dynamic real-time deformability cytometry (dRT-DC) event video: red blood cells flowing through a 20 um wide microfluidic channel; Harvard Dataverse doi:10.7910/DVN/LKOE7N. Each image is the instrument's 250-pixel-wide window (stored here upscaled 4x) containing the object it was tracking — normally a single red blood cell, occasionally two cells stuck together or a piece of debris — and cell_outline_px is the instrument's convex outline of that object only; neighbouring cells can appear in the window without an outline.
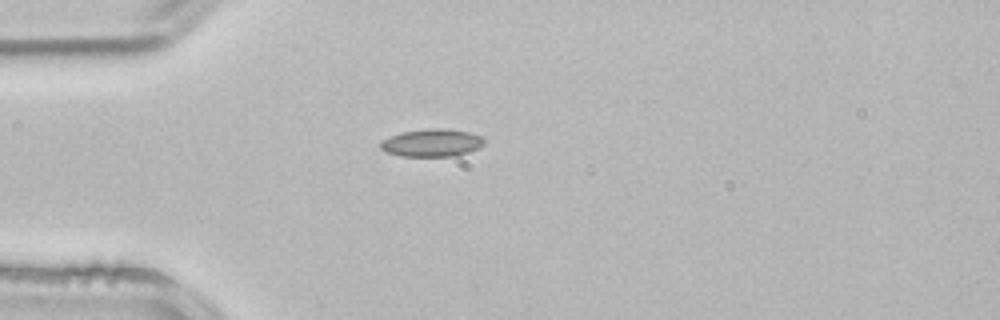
{"species": "common noctule bat (a hibernating species)", "species_latin": "Nyctalus noctula", "temperature_condition": "room temperature", "stored_images_in_passage": 1, "camera_frame_rate_fps": 3000, "um_per_image_px": 0.085, "animal": {"sex": "male", "body_mass_g": 21.5, "forearm_length_mm": 52.0}, "frame": {"image": 1, "passage_image": 1, "time_ms": 0.0, "image_size_px": [1000, 320], "cell_outline_px": [[484, 144], [480, 148], [456, 156], [400, 156], [388, 152], [380, 148], [380, 140], [400, 132], [432, 128], [444, 128], [468, 132], [480, 136], [484, 140]], "centroid_in_image_um": [36.7, 12.14], "position_along_channel_um": 48.3, "area_um2": 16.76}}